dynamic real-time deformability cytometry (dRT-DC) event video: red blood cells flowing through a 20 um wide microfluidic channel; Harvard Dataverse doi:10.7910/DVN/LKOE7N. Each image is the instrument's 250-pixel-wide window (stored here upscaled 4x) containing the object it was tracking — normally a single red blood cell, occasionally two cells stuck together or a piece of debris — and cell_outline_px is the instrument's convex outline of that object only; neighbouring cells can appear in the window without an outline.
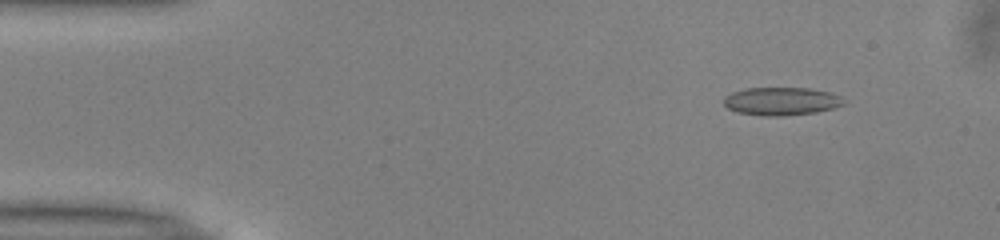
{"species": "common noctule bat (a hibernating species)", "species_latin": "Nyctalus noctula", "temperature_condition": "warm", "stored_images_in_passage": 51, "camera_frame_rate_fps": 3000, "um_per_image_px": 0.085, "animal": {"sex": "male", "body_mass_g": 13.0, "forearm_length_mm": 53.1}, "frame": {"image": 1, "passage_image": 6, "time_ms": 1.667, "image_size_px": [1000, 240], "cell_outline_px": [[844, 104], [832, 108], [816, 112], [784, 116], [760, 116], [736, 112], [728, 108], [724, 104], [724, 96], [732, 92], [744, 88], [808, 88], [832, 92], [840, 96], [844, 100]], "centroid_in_image_um": [66.39, 8.6], "position_along_channel_um": 18.6, "area_um2": 19.77}}
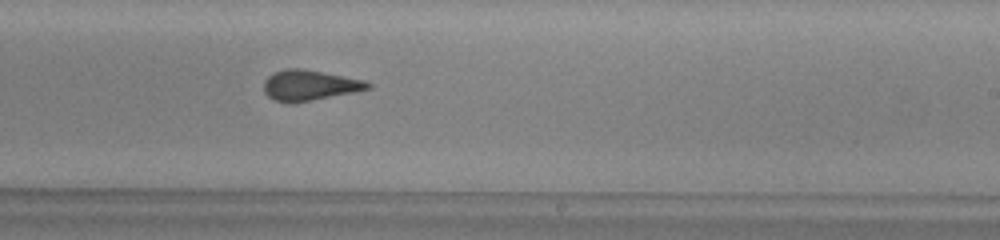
{"frame": {"image": 2, "passage_image": 31, "time_ms": 10.0, "image_size_px": [1000, 240], "cell_outline_px": [[372, 88], [356, 92], [312, 100], [276, 100], [268, 96], [264, 92], [264, 80], [268, 76], [276, 72], [288, 68], [304, 68], [364, 80], [372, 84]], "centroid_in_image_um": [26.37, 7.21], "position_along_channel_um": 262.6, "area_um2": 18.03}}
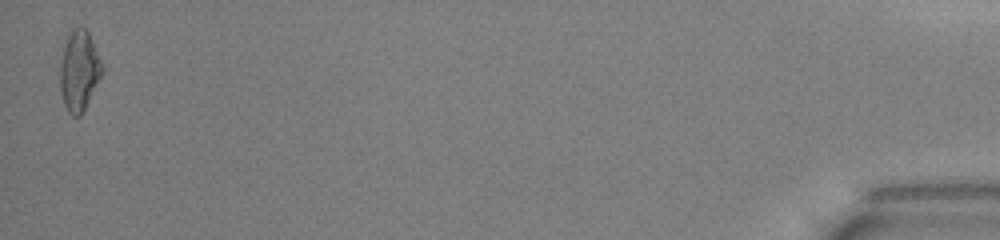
{"frame": {"image": 3, "passage_image": 51, "time_ms": 16.667, "image_size_px": [1000, 240], "cell_outline_px": [[104, 72], [80, 116], [72, 116], [68, 112], [64, 104], [60, 88], [60, 64], [68, 32], [72, 28], [84, 28], [88, 32], [104, 64]], "centroid_in_image_um": [6.75, 6.0], "position_along_channel_um": 428.5, "area_um2": 19.71}, "authors_computed_cell_mechanics": {"area_um2": 18.6116, "velocity_mm_per_s": 3.9966, "shape_relaxation_time_tau1_ms": 10.3683, "shape_relaxation_time_tau2_ms": 1.2563, "deformation_change_tau1": 0.1997, "deformation_change_tau2": 0.0798}}